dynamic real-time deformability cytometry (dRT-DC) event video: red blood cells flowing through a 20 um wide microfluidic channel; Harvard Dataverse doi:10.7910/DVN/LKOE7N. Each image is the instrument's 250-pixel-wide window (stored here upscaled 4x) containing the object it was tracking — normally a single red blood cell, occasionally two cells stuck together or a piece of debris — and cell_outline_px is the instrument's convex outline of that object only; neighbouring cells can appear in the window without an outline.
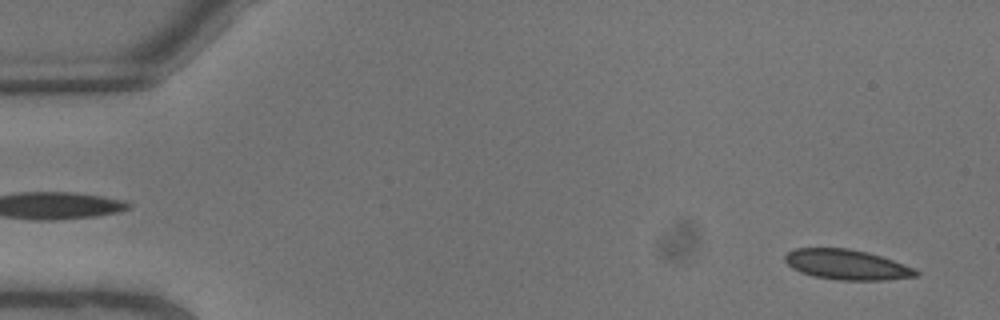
{"species": "common noctule bat (a hibernating species)", "species_latin": "Nyctalus noctula", "temperature_condition": "warm", "stored_images_in_passage": 6, "camera_frame_rate_fps": 3000, "um_per_image_px": 0.085, "animal": {"sex": "male", "body_mass_g": 13.3}, "frame": {"image": 1, "passage_image": 1, "time_ms": 0.0, "image_size_px": [1000, 320], "cell_outline_px": [[920, 276], [884, 280], [840, 280], [812, 276], [800, 272], [792, 268], [784, 260], [784, 256], [788, 252], [796, 248], [848, 248], [868, 252], [904, 264], [920, 272]], "centroid_in_image_um": [71.97, 22.5], "position_along_channel_um": 13.0, "area_um2": 23.0}}
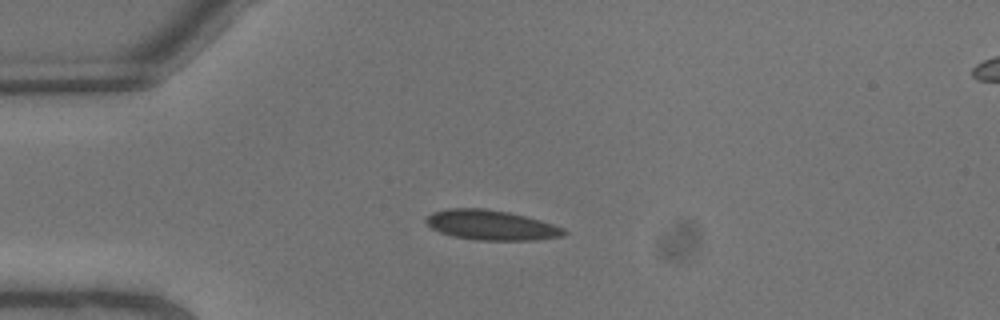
{"frame": {"image": 2, "passage_image": 5, "time_ms": 1.333, "image_size_px": [1000, 320], "cell_outline_px": [[568, 232], [564, 236], [536, 240], [476, 240], [452, 236], [440, 232], [432, 228], [424, 220], [432, 212], [448, 208], [484, 208], [508, 212], [540, 220], [564, 228]], "centroid_in_image_um": [41.76, 19.13], "position_along_channel_um": 43.2, "area_um2": 24.04}}